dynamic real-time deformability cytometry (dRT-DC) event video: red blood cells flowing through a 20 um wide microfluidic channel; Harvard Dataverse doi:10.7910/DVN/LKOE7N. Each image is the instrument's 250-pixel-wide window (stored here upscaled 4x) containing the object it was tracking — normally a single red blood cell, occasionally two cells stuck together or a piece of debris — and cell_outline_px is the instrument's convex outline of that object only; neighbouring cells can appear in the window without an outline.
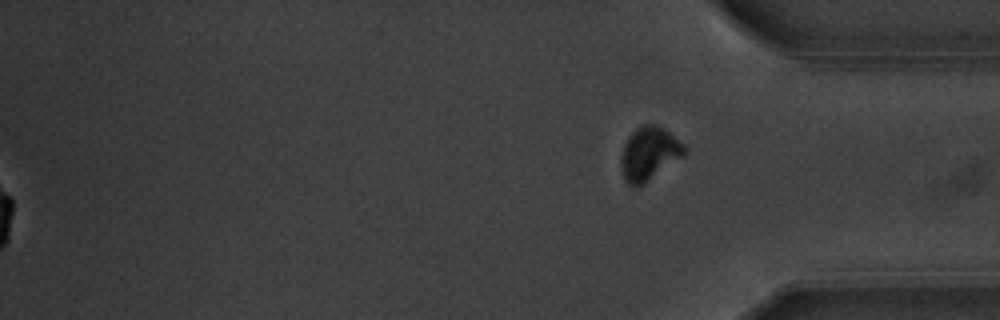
{"species": "common noctule bat (a hibernating species)", "species_latin": "Nyctalus noctula", "temperature_condition": "warm", "stored_images_in_passage": 58, "segment_of_instrument_passage": [2, 2], "camera_frame_rate_fps": 3000, "um_per_image_px": 0.085, "animal": {"sex": "male", "body_mass_g": 20.1, "forearm_length_mm": 53.5}, "frame": {"image": 1, "passage_image": 58, "time_ms": 19.0, "image_size_px": [1000, 320], "cell_outline_px": [[688, 152], [684, 156], [644, 184], [636, 188], [632, 188], [624, 180], [620, 164], [620, 160], [624, 144], [628, 136], [636, 128], [644, 124], [656, 124], [664, 128], [684, 144]], "centroid_in_image_um": [55.17, 13.08], "position_along_channel_um": 380.0, "area_um2": 20.06}}